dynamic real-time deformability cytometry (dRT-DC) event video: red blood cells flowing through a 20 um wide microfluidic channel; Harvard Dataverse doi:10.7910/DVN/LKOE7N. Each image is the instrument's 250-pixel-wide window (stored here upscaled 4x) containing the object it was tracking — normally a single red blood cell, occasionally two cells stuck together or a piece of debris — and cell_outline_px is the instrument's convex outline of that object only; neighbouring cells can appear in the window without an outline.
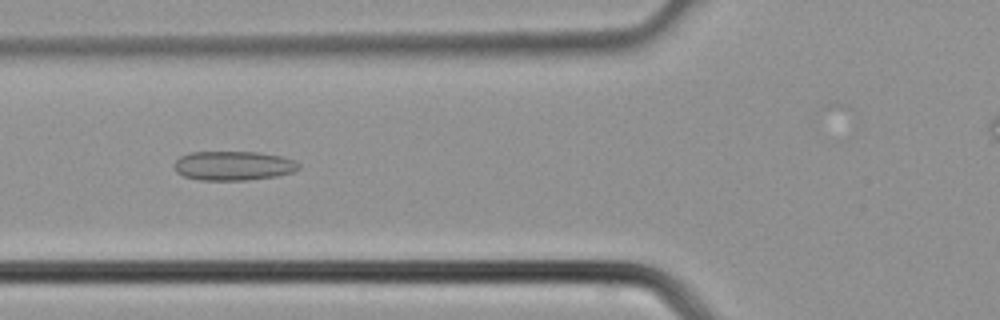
{"species": "common noctule bat (a hibernating species)", "species_latin": "Nyctalus noctula", "temperature_condition": "cold", "stored_images_in_passage": 33, "camera_frame_rate_fps": 3000, "um_per_image_px": 0.085, "animal": {"sex": "male", "body_mass_g": 21.5, "forearm_length_mm": 52.0}, "frame": {"image": 1, "passage_image": 14, "time_ms": 4.333, "image_size_px": [1000, 320], "cell_outline_px": [[300, 168], [292, 172], [276, 176], [248, 180], [200, 180], [184, 176], [176, 172], [172, 164], [180, 156], [188, 152], [260, 152], [280, 156], [296, 160], [300, 164]], "centroid_in_image_um": [19.82, 14.08], "position_along_channel_um": 106.0, "area_um2": 21.44}}
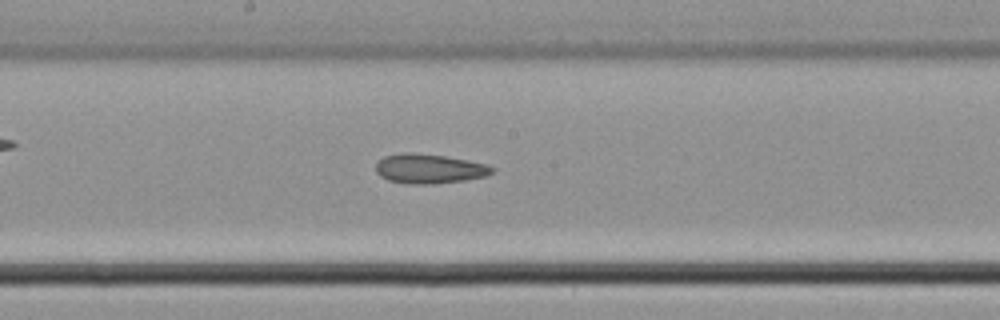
{"frame": {"image": 2, "passage_image": 20, "time_ms": 6.333, "image_size_px": [1000, 320], "cell_outline_px": [[496, 168], [492, 172], [484, 176], [464, 180], [432, 184], [412, 184], [388, 180], [380, 176], [376, 172], [376, 164], [384, 156], [404, 152], [408, 152], [444, 156], [468, 160], [488, 164]], "centroid_in_image_um": [36.48, 14.34], "position_along_channel_um": 211.7, "area_um2": 19.88}}
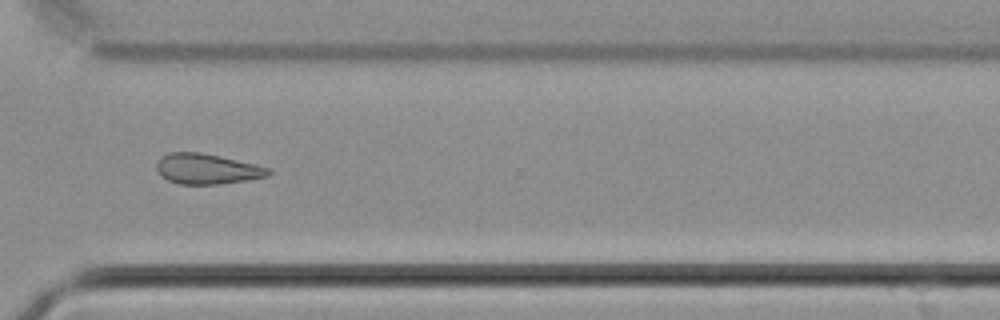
{"frame": {"image": 3, "passage_image": 28, "time_ms": 9.0, "image_size_px": [1000, 320], "cell_outline_px": [[272, 172], [268, 176], [248, 180], [220, 184], [180, 184], [168, 180], [160, 176], [156, 172], [156, 160], [160, 156], [168, 152], [200, 152], [220, 156], [272, 168]], "centroid_in_image_um": [17.56, 14.35], "position_along_channel_um": 353.0, "area_um2": 20.11}}